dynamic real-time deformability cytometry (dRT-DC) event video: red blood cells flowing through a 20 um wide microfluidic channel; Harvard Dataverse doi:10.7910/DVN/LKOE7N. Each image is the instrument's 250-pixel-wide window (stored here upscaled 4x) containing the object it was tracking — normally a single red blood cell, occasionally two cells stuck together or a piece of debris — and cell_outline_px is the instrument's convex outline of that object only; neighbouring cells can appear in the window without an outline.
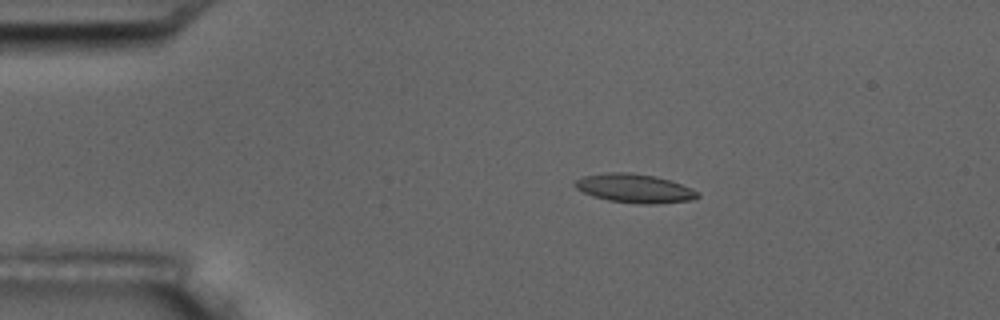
{"species": "common noctule bat (a hibernating species)", "species_latin": "Nyctalus noctula", "temperature_condition": "room temperature", "stored_images_in_passage": 3, "camera_frame_rate_fps": 3000, "um_per_image_px": 0.085, "animal": {"sex": "male", "body_mass_g": 17.5, "forearm_length_mm": 52.3}, "frame": {"image": 1, "passage_image": 2, "time_ms": 1.0, "image_size_px": [1000, 320], "cell_outline_px": [[700, 196], [692, 200], [652, 204], [640, 204], [608, 200], [592, 196], [576, 188], [572, 184], [576, 180], [584, 176], [608, 172], [632, 172], [656, 176], [692, 188], [700, 192]], "centroid_in_image_um": [53.94, 16.01], "position_along_channel_um": 31.1, "area_um2": 20.63}}